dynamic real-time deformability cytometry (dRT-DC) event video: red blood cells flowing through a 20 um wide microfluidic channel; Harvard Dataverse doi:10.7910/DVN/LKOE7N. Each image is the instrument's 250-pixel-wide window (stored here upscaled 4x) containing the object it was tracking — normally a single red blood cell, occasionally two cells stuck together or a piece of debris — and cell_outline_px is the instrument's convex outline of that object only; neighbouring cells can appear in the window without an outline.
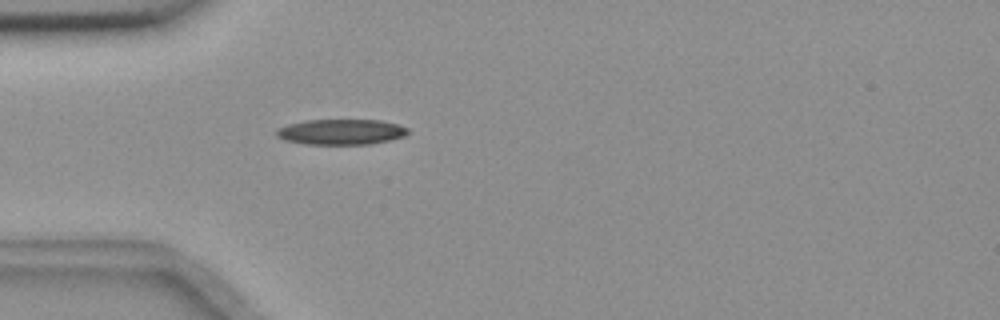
{"species": "common noctule bat (a hibernating species)", "species_latin": "Nyctalus noctula", "temperature_condition": "room temperature", "stored_images_in_passage": 4, "camera_frame_rate_fps": 3000, "um_per_image_px": 0.085, "animal": {"sex": "female", "body_mass_g": 18.4}, "frame": {"image": 1, "passage_image": 4, "time_ms": 1.0, "image_size_px": [1000, 320], "cell_outline_px": [[408, 132], [404, 136], [388, 140], [368, 144], [304, 144], [288, 140], [276, 136], [276, 128], [288, 124], [308, 120], [380, 120], [396, 124], [408, 128]], "centroid_in_image_um": [28.97, 11.2], "position_along_channel_um": 56.0, "area_um2": 19.31}}